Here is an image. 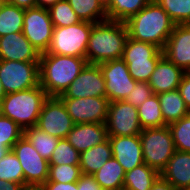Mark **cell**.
Wrapping results in <instances>:
<instances>
[{"instance_id": "cell-25", "label": "cell", "mask_w": 190, "mask_h": 190, "mask_svg": "<svg viewBox=\"0 0 190 190\" xmlns=\"http://www.w3.org/2000/svg\"><path fill=\"white\" fill-rule=\"evenodd\" d=\"M151 0H103L106 6L107 19L126 22L136 15Z\"/></svg>"}, {"instance_id": "cell-33", "label": "cell", "mask_w": 190, "mask_h": 190, "mask_svg": "<svg viewBox=\"0 0 190 190\" xmlns=\"http://www.w3.org/2000/svg\"><path fill=\"white\" fill-rule=\"evenodd\" d=\"M177 151L190 153V112L168 125Z\"/></svg>"}, {"instance_id": "cell-12", "label": "cell", "mask_w": 190, "mask_h": 190, "mask_svg": "<svg viewBox=\"0 0 190 190\" xmlns=\"http://www.w3.org/2000/svg\"><path fill=\"white\" fill-rule=\"evenodd\" d=\"M105 125L108 136H135L143 130L137 108L125 100L109 103Z\"/></svg>"}, {"instance_id": "cell-39", "label": "cell", "mask_w": 190, "mask_h": 190, "mask_svg": "<svg viewBox=\"0 0 190 190\" xmlns=\"http://www.w3.org/2000/svg\"><path fill=\"white\" fill-rule=\"evenodd\" d=\"M78 190H101L93 175L82 174L77 181Z\"/></svg>"}, {"instance_id": "cell-22", "label": "cell", "mask_w": 190, "mask_h": 190, "mask_svg": "<svg viewBox=\"0 0 190 190\" xmlns=\"http://www.w3.org/2000/svg\"><path fill=\"white\" fill-rule=\"evenodd\" d=\"M113 157L109 138L101 144L80 153L82 174L93 175Z\"/></svg>"}, {"instance_id": "cell-17", "label": "cell", "mask_w": 190, "mask_h": 190, "mask_svg": "<svg viewBox=\"0 0 190 190\" xmlns=\"http://www.w3.org/2000/svg\"><path fill=\"white\" fill-rule=\"evenodd\" d=\"M40 55L22 32L0 37V60L39 62Z\"/></svg>"}, {"instance_id": "cell-32", "label": "cell", "mask_w": 190, "mask_h": 190, "mask_svg": "<svg viewBox=\"0 0 190 190\" xmlns=\"http://www.w3.org/2000/svg\"><path fill=\"white\" fill-rule=\"evenodd\" d=\"M0 179L6 182L24 184L23 169L12 150H9L0 160Z\"/></svg>"}, {"instance_id": "cell-49", "label": "cell", "mask_w": 190, "mask_h": 190, "mask_svg": "<svg viewBox=\"0 0 190 190\" xmlns=\"http://www.w3.org/2000/svg\"><path fill=\"white\" fill-rule=\"evenodd\" d=\"M186 73L190 75V68L186 71Z\"/></svg>"}, {"instance_id": "cell-1", "label": "cell", "mask_w": 190, "mask_h": 190, "mask_svg": "<svg viewBox=\"0 0 190 190\" xmlns=\"http://www.w3.org/2000/svg\"><path fill=\"white\" fill-rule=\"evenodd\" d=\"M125 25L129 38L153 44L163 50L176 24L155 0H151Z\"/></svg>"}, {"instance_id": "cell-30", "label": "cell", "mask_w": 190, "mask_h": 190, "mask_svg": "<svg viewBox=\"0 0 190 190\" xmlns=\"http://www.w3.org/2000/svg\"><path fill=\"white\" fill-rule=\"evenodd\" d=\"M24 135L29 139L38 153L49 161L54 149L57 147L59 139L40 130L36 126L26 128Z\"/></svg>"}, {"instance_id": "cell-47", "label": "cell", "mask_w": 190, "mask_h": 190, "mask_svg": "<svg viewBox=\"0 0 190 190\" xmlns=\"http://www.w3.org/2000/svg\"><path fill=\"white\" fill-rule=\"evenodd\" d=\"M9 149L4 145H0V160L8 153Z\"/></svg>"}, {"instance_id": "cell-44", "label": "cell", "mask_w": 190, "mask_h": 190, "mask_svg": "<svg viewBox=\"0 0 190 190\" xmlns=\"http://www.w3.org/2000/svg\"><path fill=\"white\" fill-rule=\"evenodd\" d=\"M23 184L16 182H6L0 179V190H21Z\"/></svg>"}, {"instance_id": "cell-8", "label": "cell", "mask_w": 190, "mask_h": 190, "mask_svg": "<svg viewBox=\"0 0 190 190\" xmlns=\"http://www.w3.org/2000/svg\"><path fill=\"white\" fill-rule=\"evenodd\" d=\"M0 81L6 94L38 86L39 62L0 60Z\"/></svg>"}, {"instance_id": "cell-26", "label": "cell", "mask_w": 190, "mask_h": 190, "mask_svg": "<svg viewBox=\"0 0 190 190\" xmlns=\"http://www.w3.org/2000/svg\"><path fill=\"white\" fill-rule=\"evenodd\" d=\"M160 173L147 164L125 172L123 190H150Z\"/></svg>"}, {"instance_id": "cell-21", "label": "cell", "mask_w": 190, "mask_h": 190, "mask_svg": "<svg viewBox=\"0 0 190 190\" xmlns=\"http://www.w3.org/2000/svg\"><path fill=\"white\" fill-rule=\"evenodd\" d=\"M160 176L175 190L190 188V153L176 150Z\"/></svg>"}, {"instance_id": "cell-43", "label": "cell", "mask_w": 190, "mask_h": 190, "mask_svg": "<svg viewBox=\"0 0 190 190\" xmlns=\"http://www.w3.org/2000/svg\"><path fill=\"white\" fill-rule=\"evenodd\" d=\"M3 1L13 4L22 9H29L36 7V0H3Z\"/></svg>"}, {"instance_id": "cell-37", "label": "cell", "mask_w": 190, "mask_h": 190, "mask_svg": "<svg viewBox=\"0 0 190 190\" xmlns=\"http://www.w3.org/2000/svg\"><path fill=\"white\" fill-rule=\"evenodd\" d=\"M24 135L22 129L16 122L0 114V145L9 150Z\"/></svg>"}, {"instance_id": "cell-41", "label": "cell", "mask_w": 190, "mask_h": 190, "mask_svg": "<svg viewBox=\"0 0 190 190\" xmlns=\"http://www.w3.org/2000/svg\"><path fill=\"white\" fill-rule=\"evenodd\" d=\"M46 190H78L77 182L59 183V182H45Z\"/></svg>"}, {"instance_id": "cell-29", "label": "cell", "mask_w": 190, "mask_h": 190, "mask_svg": "<svg viewBox=\"0 0 190 190\" xmlns=\"http://www.w3.org/2000/svg\"><path fill=\"white\" fill-rule=\"evenodd\" d=\"M137 110L142 129L167 126L164 123L157 94L151 95L137 107Z\"/></svg>"}, {"instance_id": "cell-11", "label": "cell", "mask_w": 190, "mask_h": 190, "mask_svg": "<svg viewBox=\"0 0 190 190\" xmlns=\"http://www.w3.org/2000/svg\"><path fill=\"white\" fill-rule=\"evenodd\" d=\"M74 123L59 97H48L41 108L36 127L58 139L67 138Z\"/></svg>"}, {"instance_id": "cell-28", "label": "cell", "mask_w": 190, "mask_h": 190, "mask_svg": "<svg viewBox=\"0 0 190 190\" xmlns=\"http://www.w3.org/2000/svg\"><path fill=\"white\" fill-rule=\"evenodd\" d=\"M25 9L3 1L0 4V37L23 31Z\"/></svg>"}, {"instance_id": "cell-13", "label": "cell", "mask_w": 190, "mask_h": 190, "mask_svg": "<svg viewBox=\"0 0 190 190\" xmlns=\"http://www.w3.org/2000/svg\"><path fill=\"white\" fill-rule=\"evenodd\" d=\"M98 65L105 80L106 98L110 102L125 100L137 81L130 75L124 60L119 58Z\"/></svg>"}, {"instance_id": "cell-38", "label": "cell", "mask_w": 190, "mask_h": 190, "mask_svg": "<svg viewBox=\"0 0 190 190\" xmlns=\"http://www.w3.org/2000/svg\"><path fill=\"white\" fill-rule=\"evenodd\" d=\"M151 95H153V92L149 83L137 81L125 101L137 108Z\"/></svg>"}, {"instance_id": "cell-35", "label": "cell", "mask_w": 190, "mask_h": 190, "mask_svg": "<svg viewBox=\"0 0 190 190\" xmlns=\"http://www.w3.org/2000/svg\"><path fill=\"white\" fill-rule=\"evenodd\" d=\"M79 165L80 153L68 142L66 138L59 139L54 149L49 165Z\"/></svg>"}, {"instance_id": "cell-3", "label": "cell", "mask_w": 190, "mask_h": 190, "mask_svg": "<svg viewBox=\"0 0 190 190\" xmlns=\"http://www.w3.org/2000/svg\"><path fill=\"white\" fill-rule=\"evenodd\" d=\"M128 39L125 22L106 20L94 23L90 32L85 58L88 64H100L122 58Z\"/></svg>"}, {"instance_id": "cell-16", "label": "cell", "mask_w": 190, "mask_h": 190, "mask_svg": "<svg viewBox=\"0 0 190 190\" xmlns=\"http://www.w3.org/2000/svg\"><path fill=\"white\" fill-rule=\"evenodd\" d=\"M162 51L169 61L186 72L190 68V24L175 25Z\"/></svg>"}, {"instance_id": "cell-31", "label": "cell", "mask_w": 190, "mask_h": 190, "mask_svg": "<svg viewBox=\"0 0 190 190\" xmlns=\"http://www.w3.org/2000/svg\"><path fill=\"white\" fill-rule=\"evenodd\" d=\"M48 11L54 27H67L81 21L67 0L56 2Z\"/></svg>"}, {"instance_id": "cell-15", "label": "cell", "mask_w": 190, "mask_h": 190, "mask_svg": "<svg viewBox=\"0 0 190 190\" xmlns=\"http://www.w3.org/2000/svg\"><path fill=\"white\" fill-rule=\"evenodd\" d=\"M106 97L105 80L97 64H87L59 98Z\"/></svg>"}, {"instance_id": "cell-4", "label": "cell", "mask_w": 190, "mask_h": 190, "mask_svg": "<svg viewBox=\"0 0 190 190\" xmlns=\"http://www.w3.org/2000/svg\"><path fill=\"white\" fill-rule=\"evenodd\" d=\"M48 98L40 86L8 93L1 100L0 114L16 122L22 129L36 126L44 101Z\"/></svg>"}, {"instance_id": "cell-7", "label": "cell", "mask_w": 190, "mask_h": 190, "mask_svg": "<svg viewBox=\"0 0 190 190\" xmlns=\"http://www.w3.org/2000/svg\"><path fill=\"white\" fill-rule=\"evenodd\" d=\"M93 24L80 21L67 27H54L47 53L85 58Z\"/></svg>"}, {"instance_id": "cell-20", "label": "cell", "mask_w": 190, "mask_h": 190, "mask_svg": "<svg viewBox=\"0 0 190 190\" xmlns=\"http://www.w3.org/2000/svg\"><path fill=\"white\" fill-rule=\"evenodd\" d=\"M184 71L169 61L164 55L159 59L149 79L153 94L178 89Z\"/></svg>"}, {"instance_id": "cell-9", "label": "cell", "mask_w": 190, "mask_h": 190, "mask_svg": "<svg viewBox=\"0 0 190 190\" xmlns=\"http://www.w3.org/2000/svg\"><path fill=\"white\" fill-rule=\"evenodd\" d=\"M53 29L48 9L41 7L25 9L22 33L40 54L49 49Z\"/></svg>"}, {"instance_id": "cell-10", "label": "cell", "mask_w": 190, "mask_h": 190, "mask_svg": "<svg viewBox=\"0 0 190 190\" xmlns=\"http://www.w3.org/2000/svg\"><path fill=\"white\" fill-rule=\"evenodd\" d=\"M20 161L25 183L44 184L49 176V161L44 159L23 135L11 149Z\"/></svg>"}, {"instance_id": "cell-23", "label": "cell", "mask_w": 190, "mask_h": 190, "mask_svg": "<svg viewBox=\"0 0 190 190\" xmlns=\"http://www.w3.org/2000/svg\"><path fill=\"white\" fill-rule=\"evenodd\" d=\"M157 96L160 101L164 123L167 126L179 121L190 112L178 89L160 93Z\"/></svg>"}, {"instance_id": "cell-40", "label": "cell", "mask_w": 190, "mask_h": 190, "mask_svg": "<svg viewBox=\"0 0 190 190\" xmlns=\"http://www.w3.org/2000/svg\"><path fill=\"white\" fill-rule=\"evenodd\" d=\"M178 90L180 91L181 97L190 111V75L186 72L182 76Z\"/></svg>"}, {"instance_id": "cell-27", "label": "cell", "mask_w": 190, "mask_h": 190, "mask_svg": "<svg viewBox=\"0 0 190 190\" xmlns=\"http://www.w3.org/2000/svg\"><path fill=\"white\" fill-rule=\"evenodd\" d=\"M81 21L100 23L107 19L103 0H67Z\"/></svg>"}, {"instance_id": "cell-45", "label": "cell", "mask_w": 190, "mask_h": 190, "mask_svg": "<svg viewBox=\"0 0 190 190\" xmlns=\"http://www.w3.org/2000/svg\"><path fill=\"white\" fill-rule=\"evenodd\" d=\"M21 190H46V188L44 184L25 183L23 184Z\"/></svg>"}, {"instance_id": "cell-18", "label": "cell", "mask_w": 190, "mask_h": 190, "mask_svg": "<svg viewBox=\"0 0 190 190\" xmlns=\"http://www.w3.org/2000/svg\"><path fill=\"white\" fill-rule=\"evenodd\" d=\"M113 157L127 172L144 164L142 144L139 135L108 136Z\"/></svg>"}, {"instance_id": "cell-36", "label": "cell", "mask_w": 190, "mask_h": 190, "mask_svg": "<svg viewBox=\"0 0 190 190\" xmlns=\"http://www.w3.org/2000/svg\"><path fill=\"white\" fill-rule=\"evenodd\" d=\"M82 175L79 165H49V176L46 182L72 183Z\"/></svg>"}, {"instance_id": "cell-46", "label": "cell", "mask_w": 190, "mask_h": 190, "mask_svg": "<svg viewBox=\"0 0 190 190\" xmlns=\"http://www.w3.org/2000/svg\"><path fill=\"white\" fill-rule=\"evenodd\" d=\"M60 0H36V7L48 9L50 6L54 5Z\"/></svg>"}, {"instance_id": "cell-19", "label": "cell", "mask_w": 190, "mask_h": 190, "mask_svg": "<svg viewBox=\"0 0 190 190\" xmlns=\"http://www.w3.org/2000/svg\"><path fill=\"white\" fill-rule=\"evenodd\" d=\"M66 139L81 153L106 141L108 139L107 127L105 123L74 124Z\"/></svg>"}, {"instance_id": "cell-6", "label": "cell", "mask_w": 190, "mask_h": 190, "mask_svg": "<svg viewBox=\"0 0 190 190\" xmlns=\"http://www.w3.org/2000/svg\"><path fill=\"white\" fill-rule=\"evenodd\" d=\"M163 51L150 43L129 38L126 41L122 59L135 81L149 82Z\"/></svg>"}, {"instance_id": "cell-2", "label": "cell", "mask_w": 190, "mask_h": 190, "mask_svg": "<svg viewBox=\"0 0 190 190\" xmlns=\"http://www.w3.org/2000/svg\"><path fill=\"white\" fill-rule=\"evenodd\" d=\"M88 64L86 58L41 53L40 86L48 97H59Z\"/></svg>"}, {"instance_id": "cell-48", "label": "cell", "mask_w": 190, "mask_h": 190, "mask_svg": "<svg viewBox=\"0 0 190 190\" xmlns=\"http://www.w3.org/2000/svg\"><path fill=\"white\" fill-rule=\"evenodd\" d=\"M6 93H5V90L3 88V85L0 81V103H1V100L5 97Z\"/></svg>"}, {"instance_id": "cell-5", "label": "cell", "mask_w": 190, "mask_h": 190, "mask_svg": "<svg viewBox=\"0 0 190 190\" xmlns=\"http://www.w3.org/2000/svg\"><path fill=\"white\" fill-rule=\"evenodd\" d=\"M139 137L144 163L161 173L176 151L169 127L145 128Z\"/></svg>"}, {"instance_id": "cell-14", "label": "cell", "mask_w": 190, "mask_h": 190, "mask_svg": "<svg viewBox=\"0 0 190 190\" xmlns=\"http://www.w3.org/2000/svg\"><path fill=\"white\" fill-rule=\"evenodd\" d=\"M74 124L105 123L110 101L106 97L60 98Z\"/></svg>"}, {"instance_id": "cell-42", "label": "cell", "mask_w": 190, "mask_h": 190, "mask_svg": "<svg viewBox=\"0 0 190 190\" xmlns=\"http://www.w3.org/2000/svg\"><path fill=\"white\" fill-rule=\"evenodd\" d=\"M150 190H175L171 183L159 176Z\"/></svg>"}, {"instance_id": "cell-24", "label": "cell", "mask_w": 190, "mask_h": 190, "mask_svg": "<svg viewBox=\"0 0 190 190\" xmlns=\"http://www.w3.org/2000/svg\"><path fill=\"white\" fill-rule=\"evenodd\" d=\"M93 176L102 189L123 190L125 171L114 157L110 158Z\"/></svg>"}, {"instance_id": "cell-34", "label": "cell", "mask_w": 190, "mask_h": 190, "mask_svg": "<svg viewBox=\"0 0 190 190\" xmlns=\"http://www.w3.org/2000/svg\"><path fill=\"white\" fill-rule=\"evenodd\" d=\"M177 24H190V0H155Z\"/></svg>"}]
</instances>
